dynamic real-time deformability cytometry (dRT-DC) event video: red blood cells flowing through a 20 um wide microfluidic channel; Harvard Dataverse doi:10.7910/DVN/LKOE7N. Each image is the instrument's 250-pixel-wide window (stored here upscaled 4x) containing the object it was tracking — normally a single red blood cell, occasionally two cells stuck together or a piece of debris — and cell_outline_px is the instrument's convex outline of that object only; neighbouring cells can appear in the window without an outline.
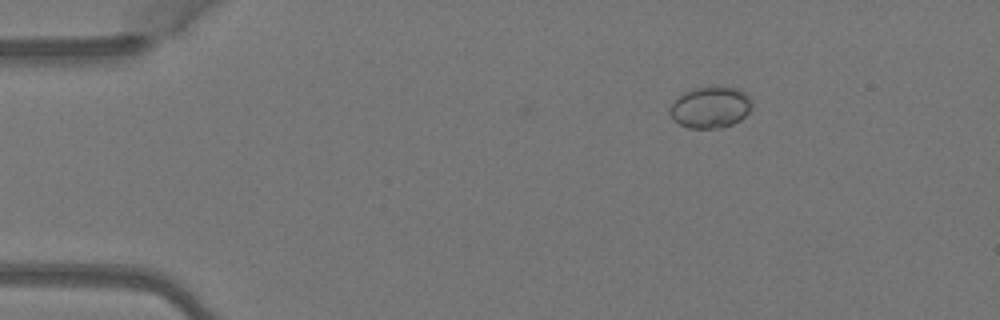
{"species": "Egyptian fruit bat (a non-hibernating species)", "species_latin": "Rousettus aegyptiacus", "temperature_condition": "warm", "stored_images_in_passage": 2, "camera_frame_rate_fps": 3000, "um_per_image_px": 0.085, "animal": {"sex": "female"}, "frame": {"image": 1, "passage_image": 1, "time_ms": 0.0, "image_size_px": [1000, 320], "cell_outline_px": [[752, 108], [740, 120], [732, 124], [720, 128], [688, 128], [672, 120], [668, 112], [672, 104], [684, 92], [696, 88], [716, 84], [736, 88], [744, 92], [752, 100]], "centroid_in_image_um": [60.39, 9.1], "position_along_channel_um": 24.6, "area_um2": 20.11}}